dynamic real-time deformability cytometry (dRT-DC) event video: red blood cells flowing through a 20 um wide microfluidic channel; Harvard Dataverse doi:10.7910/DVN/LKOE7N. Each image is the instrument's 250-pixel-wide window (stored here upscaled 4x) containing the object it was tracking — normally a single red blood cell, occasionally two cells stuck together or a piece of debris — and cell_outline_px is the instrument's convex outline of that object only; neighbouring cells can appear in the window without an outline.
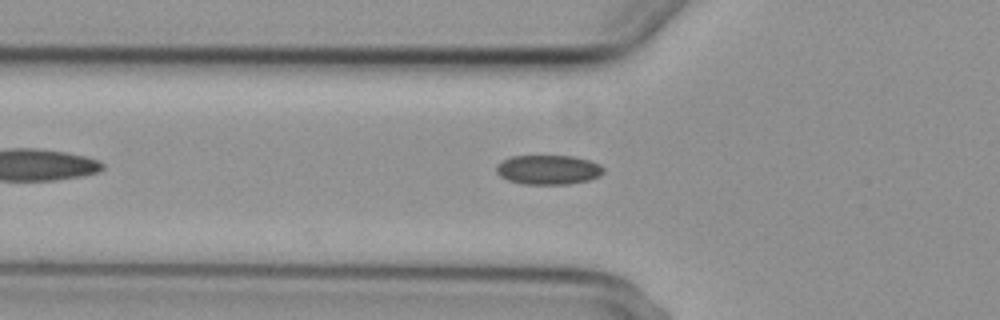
{"species": "common noctule bat (a hibernating species)", "species_latin": "Nyctalus noctula", "temperature_condition": "cold", "stored_images_in_passage": 2, "camera_frame_rate_fps": 3000, "um_per_image_px": 0.085, "animal": {"sex": "female", "body_mass_g": 29.2, "forearm_length_mm": 56.3}, "frame": {"image": 1, "passage_image": 2, "time_ms": 1.0, "image_size_px": [1000, 320], "cell_outline_px": [[604, 172], [600, 176], [588, 180], [568, 184], [524, 184], [508, 180], [500, 176], [496, 172], [496, 164], [512, 156], [572, 156], [588, 160], [600, 164], [604, 168]], "centroid_in_image_um": [46.61, 14.43], "position_along_channel_um": 79.2, "area_um2": 18.38}}